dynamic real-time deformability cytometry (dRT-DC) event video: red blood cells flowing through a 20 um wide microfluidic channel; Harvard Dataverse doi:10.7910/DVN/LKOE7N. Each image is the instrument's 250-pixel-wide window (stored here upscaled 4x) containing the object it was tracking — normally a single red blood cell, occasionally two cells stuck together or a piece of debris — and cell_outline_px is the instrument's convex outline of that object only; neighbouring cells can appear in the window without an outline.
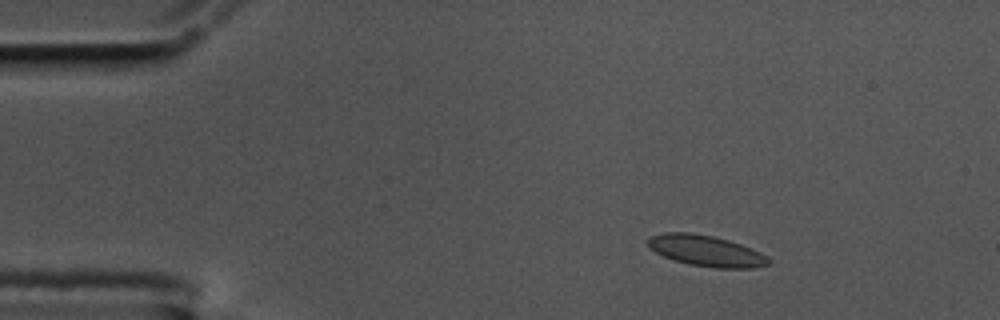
{"species": "common noctule bat (a hibernating species)", "species_latin": "Nyctalus noctula", "temperature_condition": "cold", "stored_images_in_passage": 52, "camera_frame_rate_fps": 3000, "um_per_image_px": 0.085, "animal": {"sex": "male", "body_mass_g": 17.5, "forearm_length_mm": 52.3}, "frame": {"image": 1, "passage_image": 3, "time_ms": 0.667, "image_size_px": [1000, 320], "cell_outline_px": [[772, 260], [768, 264], [752, 268], [716, 268], [688, 264], [664, 256], [648, 248], [648, 236], [664, 232], [692, 232], [712, 236], [728, 240], [752, 248], [768, 256]], "centroid_in_image_um": [60.01, 21.31], "position_along_channel_um": 25.0, "area_um2": 21.85}}
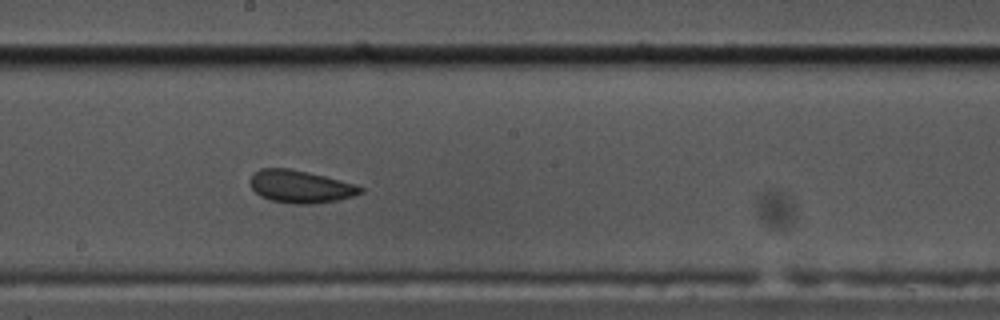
{"frame": {"image": 2, "passage_image": 26, "time_ms": 8.333, "image_size_px": [1000, 320], "cell_outline_px": [[364, 192], [352, 196], [336, 200], [312, 204], [288, 204], [272, 200], [260, 196], [252, 188], [252, 172], [260, 168], [288, 168], [308, 172], [356, 184], [364, 188]], "centroid_in_image_um": [25.54, 15.86], "position_along_channel_um": 222.7, "area_um2": 20.87}}
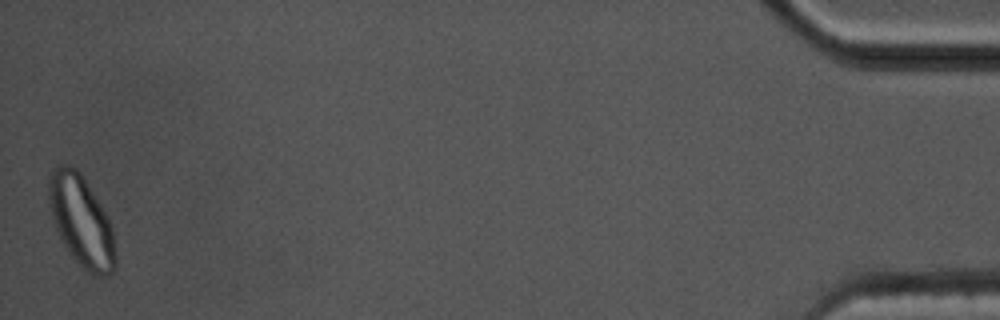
{"frame": {"image": 3, "passage_image": 52, "time_ms": 17.0, "image_size_px": [1000, 320], "cell_outline_px": [[116, 268], [108, 276], [92, 276], [68, 252], [60, 240], [52, 216], [48, 200], [48, 176], [56, 164], [68, 164], [76, 168], [80, 172], [100, 204], [112, 228], [116, 252]], "centroid_in_image_um": [6.9, 18.79], "position_along_channel_um": 428.3, "area_um2": 35.43}, "authors_computed_cell_mechanics": {"area_um2": 21.1259, "velocity_mm_per_s": 3.4493, "shape_relaxation_time_tau1_ms": 5.5775, "shape_relaxation_time_tau2_ms": 1.8721, "deformation_change_tau1": 0.0888, "deformation_change_tau2": 0.0595}}